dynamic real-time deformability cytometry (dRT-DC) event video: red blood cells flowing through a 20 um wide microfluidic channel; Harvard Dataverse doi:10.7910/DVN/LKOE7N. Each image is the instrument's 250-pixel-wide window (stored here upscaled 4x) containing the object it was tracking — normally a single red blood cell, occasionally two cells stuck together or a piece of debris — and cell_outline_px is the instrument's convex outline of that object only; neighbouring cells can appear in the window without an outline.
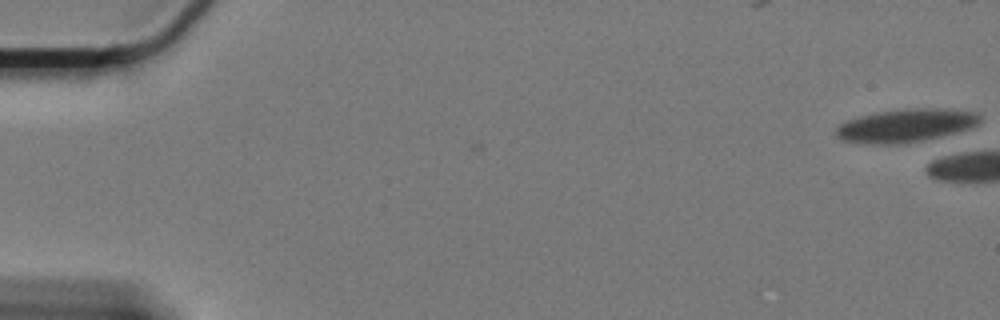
{"species": "Egyptian fruit bat (a non-hibernating species)", "species_latin": "Rousettus aegyptiacus", "temperature_condition": "cold", "stored_images_in_passage": 5, "camera_frame_rate_fps": 3000, "um_per_image_px": 0.085, "animal": {"sex": "female"}, "frame": {"image": 1, "passage_image": 1, "time_ms": 0.0, "image_size_px": [1000, 320], "cell_outline_px": [[980, 120], [976, 124], [968, 128], [956, 132], [920, 140], [900, 144], [880, 144], [844, 140], [836, 136], [836, 128], [840, 124], [848, 120], [860, 116], [876, 112], [904, 108], [932, 108], [972, 112], [980, 116]], "centroid_in_image_um": [76.94, 10.66], "position_along_channel_um": 8.1, "area_um2": 27.11}}